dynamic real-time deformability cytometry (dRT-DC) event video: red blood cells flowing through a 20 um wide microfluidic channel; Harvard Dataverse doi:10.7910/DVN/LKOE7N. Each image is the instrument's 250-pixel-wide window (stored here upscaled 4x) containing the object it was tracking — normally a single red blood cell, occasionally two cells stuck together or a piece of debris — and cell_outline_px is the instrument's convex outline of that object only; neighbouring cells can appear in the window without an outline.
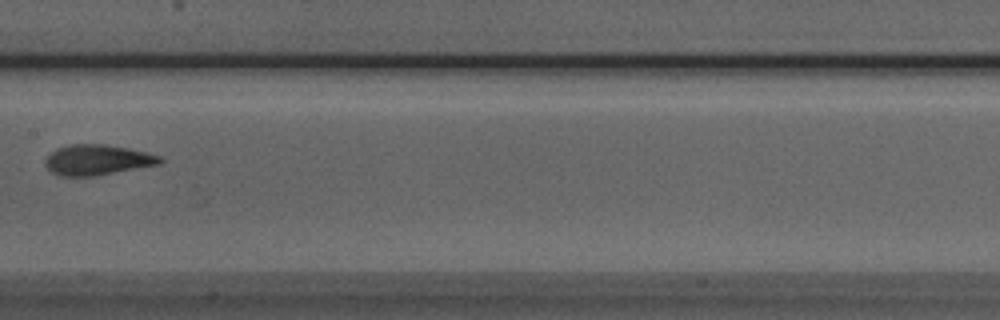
{"species": "Egyptian fruit bat (a non-hibernating species)", "species_latin": "Rousettus aegyptiacus", "temperature_condition": "room temperature", "stored_images_in_passage": 8, "camera_frame_rate_fps": 3000, "um_per_image_px": 0.085, "animal": {"sex": "male"}, "frame": {"image": 1, "passage_image": 8, "time_ms": 8.333, "image_size_px": [1000, 320], "cell_outline_px": [[164, 160], [160, 164], [96, 176], [60, 176], [52, 172], [44, 164], [44, 160], [56, 148], [72, 144], [104, 144], [128, 148], [160, 156]], "centroid_in_image_um": [8.26, 13.59], "position_along_channel_um": 199.1, "area_um2": 20.29}}